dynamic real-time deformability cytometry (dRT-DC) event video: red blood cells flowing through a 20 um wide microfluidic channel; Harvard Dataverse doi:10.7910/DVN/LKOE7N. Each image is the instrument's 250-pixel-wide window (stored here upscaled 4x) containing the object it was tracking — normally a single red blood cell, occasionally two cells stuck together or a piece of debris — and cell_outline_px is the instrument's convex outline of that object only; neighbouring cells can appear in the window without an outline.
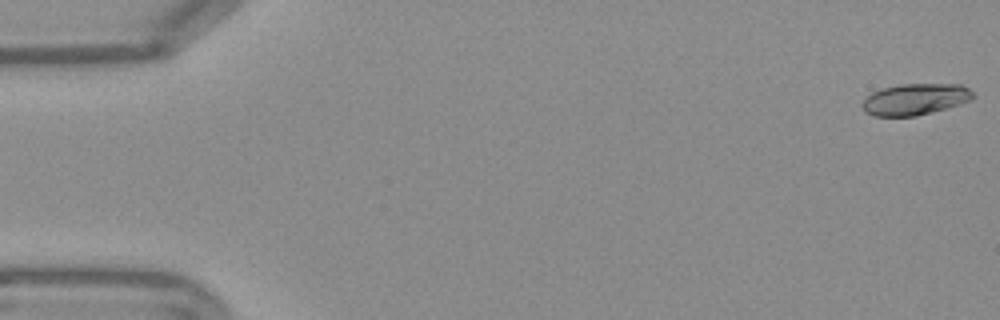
{"species": "Egyptian fruit bat (a non-hibernating species)", "species_latin": "Rousettus aegyptiacus", "temperature_condition": "warm", "stored_images_in_passage": 54, "camera_frame_rate_fps": 3000, "um_per_image_px": 0.085, "frame": {"image": 1, "passage_image": 1, "time_ms": 0.0, "image_size_px": [1000, 320], "cell_outline_px": [[976, 96], [960, 104], [916, 116], [872, 116], [864, 112], [860, 104], [872, 92], [884, 88], [900, 84], [960, 84], [968, 88]], "centroid_in_image_um": [77.75, 8.44], "position_along_channel_um": 7.2, "area_um2": 20.17}}
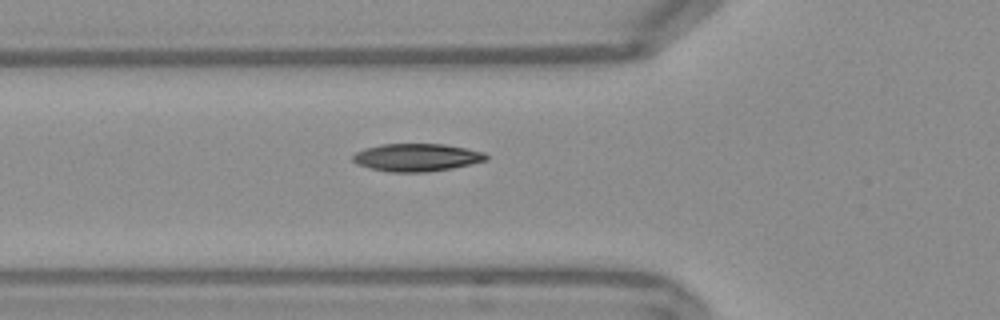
{"frame": {"image": 2, "passage_image": 19, "time_ms": 6.0, "image_size_px": [1000, 320], "cell_outline_px": [[488, 160], [472, 164], [452, 168], [424, 172], [388, 172], [356, 164], [352, 160], [352, 156], [356, 152], [364, 148], [384, 144], [444, 144], [468, 148], [484, 152], [488, 156]], "centroid_in_image_um": [35.44, 13.38], "position_along_channel_um": 90.4, "area_um2": 21.62}}
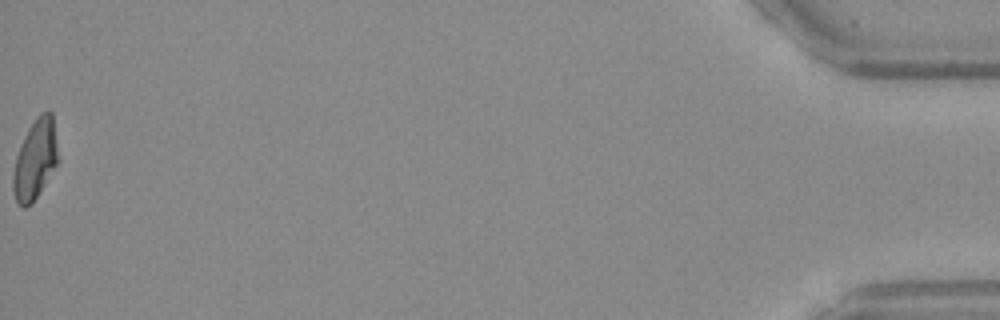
{"frame": {"image": 3, "passage_image": 54, "time_ms": 17.667, "image_size_px": [1000, 320], "cell_outline_px": [[60, 160], [32, 204], [24, 208], [16, 200], [12, 192], [12, 172], [16, 156], [24, 136], [28, 128], [36, 116], [40, 112], [48, 108], [52, 112]], "centroid_in_image_um": [3.0, 13.52], "position_along_channel_um": 432.2, "area_um2": 21.44}, "authors_computed_cell_mechanics": {"area_um2": 20.9236, "velocity_mm_per_s": 3.7963, "shape_relaxation_time_tau1_ms": 3.5479, "shape_relaxation_time_tau2_ms": 1.7094, "deformation_change_tau1": 0.1865, "deformation_change_tau2": 0.0706}}